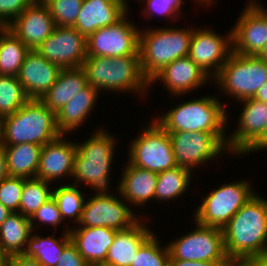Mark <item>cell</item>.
<instances>
[{"label":"cell","mask_w":267,"mask_h":266,"mask_svg":"<svg viewBox=\"0 0 267 266\" xmlns=\"http://www.w3.org/2000/svg\"><path fill=\"white\" fill-rule=\"evenodd\" d=\"M257 56L267 62V43Z\"/></svg>","instance_id":"cell-51"},{"label":"cell","mask_w":267,"mask_h":266,"mask_svg":"<svg viewBox=\"0 0 267 266\" xmlns=\"http://www.w3.org/2000/svg\"><path fill=\"white\" fill-rule=\"evenodd\" d=\"M267 148V125L260 137L243 153Z\"/></svg>","instance_id":"cell-46"},{"label":"cell","mask_w":267,"mask_h":266,"mask_svg":"<svg viewBox=\"0 0 267 266\" xmlns=\"http://www.w3.org/2000/svg\"><path fill=\"white\" fill-rule=\"evenodd\" d=\"M36 3L47 5L51 0H33Z\"/></svg>","instance_id":"cell-52"},{"label":"cell","mask_w":267,"mask_h":266,"mask_svg":"<svg viewBox=\"0 0 267 266\" xmlns=\"http://www.w3.org/2000/svg\"><path fill=\"white\" fill-rule=\"evenodd\" d=\"M225 110L215 96L203 97L174 107L156 121L167 132L225 133L228 118Z\"/></svg>","instance_id":"cell-6"},{"label":"cell","mask_w":267,"mask_h":266,"mask_svg":"<svg viewBox=\"0 0 267 266\" xmlns=\"http://www.w3.org/2000/svg\"><path fill=\"white\" fill-rule=\"evenodd\" d=\"M143 33L140 31L139 57L141 70L149 82L166 65L189 54L192 29H148Z\"/></svg>","instance_id":"cell-4"},{"label":"cell","mask_w":267,"mask_h":266,"mask_svg":"<svg viewBox=\"0 0 267 266\" xmlns=\"http://www.w3.org/2000/svg\"><path fill=\"white\" fill-rule=\"evenodd\" d=\"M201 3H205V4H208L211 3L213 0H199Z\"/></svg>","instance_id":"cell-53"},{"label":"cell","mask_w":267,"mask_h":266,"mask_svg":"<svg viewBox=\"0 0 267 266\" xmlns=\"http://www.w3.org/2000/svg\"><path fill=\"white\" fill-rule=\"evenodd\" d=\"M56 266H89L80 255L77 247L70 242L62 252L59 262Z\"/></svg>","instance_id":"cell-42"},{"label":"cell","mask_w":267,"mask_h":266,"mask_svg":"<svg viewBox=\"0 0 267 266\" xmlns=\"http://www.w3.org/2000/svg\"><path fill=\"white\" fill-rule=\"evenodd\" d=\"M169 266H232V262L185 261L169 259Z\"/></svg>","instance_id":"cell-43"},{"label":"cell","mask_w":267,"mask_h":266,"mask_svg":"<svg viewBox=\"0 0 267 266\" xmlns=\"http://www.w3.org/2000/svg\"><path fill=\"white\" fill-rule=\"evenodd\" d=\"M70 230L64 232L59 241L51 236L45 238L37 234L28 238L26 248L22 254L35 258L42 266H56L62 256L63 249L71 242Z\"/></svg>","instance_id":"cell-30"},{"label":"cell","mask_w":267,"mask_h":266,"mask_svg":"<svg viewBox=\"0 0 267 266\" xmlns=\"http://www.w3.org/2000/svg\"><path fill=\"white\" fill-rule=\"evenodd\" d=\"M117 230L108 227H79L71 229V242L85 262L91 265H102L108 249L113 244Z\"/></svg>","instance_id":"cell-23"},{"label":"cell","mask_w":267,"mask_h":266,"mask_svg":"<svg viewBox=\"0 0 267 266\" xmlns=\"http://www.w3.org/2000/svg\"><path fill=\"white\" fill-rule=\"evenodd\" d=\"M36 51L62 69L79 68L87 57L86 37L74 27L56 26Z\"/></svg>","instance_id":"cell-13"},{"label":"cell","mask_w":267,"mask_h":266,"mask_svg":"<svg viewBox=\"0 0 267 266\" xmlns=\"http://www.w3.org/2000/svg\"><path fill=\"white\" fill-rule=\"evenodd\" d=\"M49 182L38 178L24 179L19 213L31 218L33 214L52 197V190L49 189Z\"/></svg>","instance_id":"cell-33"},{"label":"cell","mask_w":267,"mask_h":266,"mask_svg":"<svg viewBox=\"0 0 267 266\" xmlns=\"http://www.w3.org/2000/svg\"><path fill=\"white\" fill-rule=\"evenodd\" d=\"M118 186L120 195L137 206L155 198L158 174L138 168L128 162Z\"/></svg>","instance_id":"cell-25"},{"label":"cell","mask_w":267,"mask_h":266,"mask_svg":"<svg viewBox=\"0 0 267 266\" xmlns=\"http://www.w3.org/2000/svg\"><path fill=\"white\" fill-rule=\"evenodd\" d=\"M191 171L183 167L162 171L158 174L155 199L170 200L186 192L190 184Z\"/></svg>","instance_id":"cell-32"},{"label":"cell","mask_w":267,"mask_h":266,"mask_svg":"<svg viewBox=\"0 0 267 266\" xmlns=\"http://www.w3.org/2000/svg\"><path fill=\"white\" fill-rule=\"evenodd\" d=\"M28 100L17 76L0 75V118L15 113Z\"/></svg>","instance_id":"cell-34"},{"label":"cell","mask_w":267,"mask_h":266,"mask_svg":"<svg viewBox=\"0 0 267 266\" xmlns=\"http://www.w3.org/2000/svg\"><path fill=\"white\" fill-rule=\"evenodd\" d=\"M224 246L231 262L267 255V200L255 194L224 226Z\"/></svg>","instance_id":"cell-1"},{"label":"cell","mask_w":267,"mask_h":266,"mask_svg":"<svg viewBox=\"0 0 267 266\" xmlns=\"http://www.w3.org/2000/svg\"><path fill=\"white\" fill-rule=\"evenodd\" d=\"M24 178L8 176L0 182V203L10 212H19Z\"/></svg>","instance_id":"cell-38"},{"label":"cell","mask_w":267,"mask_h":266,"mask_svg":"<svg viewBox=\"0 0 267 266\" xmlns=\"http://www.w3.org/2000/svg\"><path fill=\"white\" fill-rule=\"evenodd\" d=\"M232 266H267V255L244 258V259L232 262Z\"/></svg>","instance_id":"cell-45"},{"label":"cell","mask_w":267,"mask_h":266,"mask_svg":"<svg viewBox=\"0 0 267 266\" xmlns=\"http://www.w3.org/2000/svg\"><path fill=\"white\" fill-rule=\"evenodd\" d=\"M11 213L12 212L0 203V225Z\"/></svg>","instance_id":"cell-50"},{"label":"cell","mask_w":267,"mask_h":266,"mask_svg":"<svg viewBox=\"0 0 267 266\" xmlns=\"http://www.w3.org/2000/svg\"><path fill=\"white\" fill-rule=\"evenodd\" d=\"M149 230L138 221L126 230L117 231L102 265L131 266L140 247L153 235Z\"/></svg>","instance_id":"cell-24"},{"label":"cell","mask_w":267,"mask_h":266,"mask_svg":"<svg viewBox=\"0 0 267 266\" xmlns=\"http://www.w3.org/2000/svg\"><path fill=\"white\" fill-rule=\"evenodd\" d=\"M227 35L225 38L212 30H193L188 56L211 78L218 75L233 52L232 30Z\"/></svg>","instance_id":"cell-15"},{"label":"cell","mask_w":267,"mask_h":266,"mask_svg":"<svg viewBox=\"0 0 267 266\" xmlns=\"http://www.w3.org/2000/svg\"><path fill=\"white\" fill-rule=\"evenodd\" d=\"M134 211L112 194L95 195L86 201L80 227H108L117 231L126 230L139 220Z\"/></svg>","instance_id":"cell-14"},{"label":"cell","mask_w":267,"mask_h":266,"mask_svg":"<svg viewBox=\"0 0 267 266\" xmlns=\"http://www.w3.org/2000/svg\"><path fill=\"white\" fill-rule=\"evenodd\" d=\"M177 166L193 169L227 149L225 133L198 132H168Z\"/></svg>","instance_id":"cell-11"},{"label":"cell","mask_w":267,"mask_h":266,"mask_svg":"<svg viewBox=\"0 0 267 266\" xmlns=\"http://www.w3.org/2000/svg\"><path fill=\"white\" fill-rule=\"evenodd\" d=\"M87 83L100 90H148L149 80L143 75L139 55L121 57L87 56L83 62ZM142 90V91H141Z\"/></svg>","instance_id":"cell-3"},{"label":"cell","mask_w":267,"mask_h":266,"mask_svg":"<svg viewBox=\"0 0 267 266\" xmlns=\"http://www.w3.org/2000/svg\"><path fill=\"white\" fill-rule=\"evenodd\" d=\"M196 224V230L168 244L170 259L231 262L225 251L222 228Z\"/></svg>","instance_id":"cell-10"},{"label":"cell","mask_w":267,"mask_h":266,"mask_svg":"<svg viewBox=\"0 0 267 266\" xmlns=\"http://www.w3.org/2000/svg\"><path fill=\"white\" fill-rule=\"evenodd\" d=\"M232 29L233 52L257 56L267 43V10L250 1Z\"/></svg>","instance_id":"cell-16"},{"label":"cell","mask_w":267,"mask_h":266,"mask_svg":"<svg viewBox=\"0 0 267 266\" xmlns=\"http://www.w3.org/2000/svg\"><path fill=\"white\" fill-rule=\"evenodd\" d=\"M83 0H51L47 7L56 26L73 27Z\"/></svg>","instance_id":"cell-37"},{"label":"cell","mask_w":267,"mask_h":266,"mask_svg":"<svg viewBox=\"0 0 267 266\" xmlns=\"http://www.w3.org/2000/svg\"><path fill=\"white\" fill-rule=\"evenodd\" d=\"M7 266H42L35 258L17 254L10 256Z\"/></svg>","instance_id":"cell-44"},{"label":"cell","mask_w":267,"mask_h":266,"mask_svg":"<svg viewBox=\"0 0 267 266\" xmlns=\"http://www.w3.org/2000/svg\"><path fill=\"white\" fill-rule=\"evenodd\" d=\"M156 235H152L138 250L131 266H169L168 246L161 248Z\"/></svg>","instance_id":"cell-36"},{"label":"cell","mask_w":267,"mask_h":266,"mask_svg":"<svg viewBox=\"0 0 267 266\" xmlns=\"http://www.w3.org/2000/svg\"><path fill=\"white\" fill-rule=\"evenodd\" d=\"M56 115L38 99H29L15 113L1 118V145L32 143L44 146L58 138Z\"/></svg>","instance_id":"cell-2"},{"label":"cell","mask_w":267,"mask_h":266,"mask_svg":"<svg viewBox=\"0 0 267 266\" xmlns=\"http://www.w3.org/2000/svg\"><path fill=\"white\" fill-rule=\"evenodd\" d=\"M0 145H1V118H0Z\"/></svg>","instance_id":"cell-54"},{"label":"cell","mask_w":267,"mask_h":266,"mask_svg":"<svg viewBox=\"0 0 267 266\" xmlns=\"http://www.w3.org/2000/svg\"><path fill=\"white\" fill-rule=\"evenodd\" d=\"M126 0H83L74 28L86 38L96 30L120 21L128 10Z\"/></svg>","instance_id":"cell-20"},{"label":"cell","mask_w":267,"mask_h":266,"mask_svg":"<svg viewBox=\"0 0 267 266\" xmlns=\"http://www.w3.org/2000/svg\"><path fill=\"white\" fill-rule=\"evenodd\" d=\"M219 87L238 101L253 98L267 82V62L258 56L232 52L218 75L213 78Z\"/></svg>","instance_id":"cell-7"},{"label":"cell","mask_w":267,"mask_h":266,"mask_svg":"<svg viewBox=\"0 0 267 266\" xmlns=\"http://www.w3.org/2000/svg\"><path fill=\"white\" fill-rule=\"evenodd\" d=\"M32 231L30 218L12 212L0 225V243L10 256L22 254Z\"/></svg>","instance_id":"cell-29"},{"label":"cell","mask_w":267,"mask_h":266,"mask_svg":"<svg viewBox=\"0 0 267 266\" xmlns=\"http://www.w3.org/2000/svg\"><path fill=\"white\" fill-rule=\"evenodd\" d=\"M100 130V131H99ZM91 136L83 144L76 143L73 173L76 182H85L97 191V195L109 194V171L112 163L115 141L103 129Z\"/></svg>","instance_id":"cell-5"},{"label":"cell","mask_w":267,"mask_h":266,"mask_svg":"<svg viewBox=\"0 0 267 266\" xmlns=\"http://www.w3.org/2000/svg\"><path fill=\"white\" fill-rule=\"evenodd\" d=\"M6 155L8 175L24 179L36 178L41 145L22 143L3 146Z\"/></svg>","instance_id":"cell-28"},{"label":"cell","mask_w":267,"mask_h":266,"mask_svg":"<svg viewBox=\"0 0 267 266\" xmlns=\"http://www.w3.org/2000/svg\"><path fill=\"white\" fill-rule=\"evenodd\" d=\"M98 92L95 87L87 84L55 113L57 129L62 135L82 125L96 103Z\"/></svg>","instance_id":"cell-27"},{"label":"cell","mask_w":267,"mask_h":266,"mask_svg":"<svg viewBox=\"0 0 267 266\" xmlns=\"http://www.w3.org/2000/svg\"><path fill=\"white\" fill-rule=\"evenodd\" d=\"M147 8L144 9L145 13L148 12L147 17L153 13L160 15H166L168 18L178 14L177 12L181 9L183 0H146ZM175 13V14H174Z\"/></svg>","instance_id":"cell-41"},{"label":"cell","mask_w":267,"mask_h":266,"mask_svg":"<svg viewBox=\"0 0 267 266\" xmlns=\"http://www.w3.org/2000/svg\"><path fill=\"white\" fill-rule=\"evenodd\" d=\"M129 163L159 174L177 167L168 132L156 119L144 129L130 147Z\"/></svg>","instance_id":"cell-8"},{"label":"cell","mask_w":267,"mask_h":266,"mask_svg":"<svg viewBox=\"0 0 267 266\" xmlns=\"http://www.w3.org/2000/svg\"><path fill=\"white\" fill-rule=\"evenodd\" d=\"M10 255L4 250L0 243V266H7Z\"/></svg>","instance_id":"cell-49"},{"label":"cell","mask_w":267,"mask_h":266,"mask_svg":"<svg viewBox=\"0 0 267 266\" xmlns=\"http://www.w3.org/2000/svg\"><path fill=\"white\" fill-rule=\"evenodd\" d=\"M0 34V75L18 76L30 49L7 27Z\"/></svg>","instance_id":"cell-31"},{"label":"cell","mask_w":267,"mask_h":266,"mask_svg":"<svg viewBox=\"0 0 267 266\" xmlns=\"http://www.w3.org/2000/svg\"><path fill=\"white\" fill-rule=\"evenodd\" d=\"M34 219H36V221H41V223L43 222L42 224H50L54 226H57L61 223L63 218L53 196L46 201L30 218L32 230L34 227V222L32 220Z\"/></svg>","instance_id":"cell-40"},{"label":"cell","mask_w":267,"mask_h":266,"mask_svg":"<svg viewBox=\"0 0 267 266\" xmlns=\"http://www.w3.org/2000/svg\"><path fill=\"white\" fill-rule=\"evenodd\" d=\"M253 98L267 103V82L258 89Z\"/></svg>","instance_id":"cell-48"},{"label":"cell","mask_w":267,"mask_h":266,"mask_svg":"<svg viewBox=\"0 0 267 266\" xmlns=\"http://www.w3.org/2000/svg\"><path fill=\"white\" fill-rule=\"evenodd\" d=\"M32 2L33 0H0V27L8 26Z\"/></svg>","instance_id":"cell-39"},{"label":"cell","mask_w":267,"mask_h":266,"mask_svg":"<svg viewBox=\"0 0 267 266\" xmlns=\"http://www.w3.org/2000/svg\"><path fill=\"white\" fill-rule=\"evenodd\" d=\"M250 184L239 181L222 185L203 198L194 213L195 222L203 226L224 228L238 210L253 196Z\"/></svg>","instance_id":"cell-9"},{"label":"cell","mask_w":267,"mask_h":266,"mask_svg":"<svg viewBox=\"0 0 267 266\" xmlns=\"http://www.w3.org/2000/svg\"><path fill=\"white\" fill-rule=\"evenodd\" d=\"M62 68L29 50L18 74V80L29 99H38L54 85Z\"/></svg>","instance_id":"cell-18"},{"label":"cell","mask_w":267,"mask_h":266,"mask_svg":"<svg viewBox=\"0 0 267 266\" xmlns=\"http://www.w3.org/2000/svg\"><path fill=\"white\" fill-rule=\"evenodd\" d=\"M125 15L117 23L100 28L86 38L87 56L139 55L140 31Z\"/></svg>","instance_id":"cell-12"},{"label":"cell","mask_w":267,"mask_h":266,"mask_svg":"<svg viewBox=\"0 0 267 266\" xmlns=\"http://www.w3.org/2000/svg\"><path fill=\"white\" fill-rule=\"evenodd\" d=\"M81 192L74 184L61 185L52 191L63 219L67 216L74 217L79 222L86 202Z\"/></svg>","instance_id":"cell-35"},{"label":"cell","mask_w":267,"mask_h":266,"mask_svg":"<svg viewBox=\"0 0 267 266\" xmlns=\"http://www.w3.org/2000/svg\"><path fill=\"white\" fill-rule=\"evenodd\" d=\"M6 27L30 50H36L52 34L56 25L47 5L33 1Z\"/></svg>","instance_id":"cell-17"},{"label":"cell","mask_w":267,"mask_h":266,"mask_svg":"<svg viewBox=\"0 0 267 266\" xmlns=\"http://www.w3.org/2000/svg\"><path fill=\"white\" fill-rule=\"evenodd\" d=\"M8 176L6 155L3 146L0 145V182Z\"/></svg>","instance_id":"cell-47"},{"label":"cell","mask_w":267,"mask_h":266,"mask_svg":"<svg viewBox=\"0 0 267 266\" xmlns=\"http://www.w3.org/2000/svg\"><path fill=\"white\" fill-rule=\"evenodd\" d=\"M87 84L86 73L82 67L62 69L57 81L40 101L56 113Z\"/></svg>","instance_id":"cell-26"},{"label":"cell","mask_w":267,"mask_h":266,"mask_svg":"<svg viewBox=\"0 0 267 266\" xmlns=\"http://www.w3.org/2000/svg\"><path fill=\"white\" fill-rule=\"evenodd\" d=\"M208 78L209 76L187 55L166 65L152 78L150 84L157 79L161 80L171 94L176 96L204 85Z\"/></svg>","instance_id":"cell-22"},{"label":"cell","mask_w":267,"mask_h":266,"mask_svg":"<svg viewBox=\"0 0 267 266\" xmlns=\"http://www.w3.org/2000/svg\"><path fill=\"white\" fill-rule=\"evenodd\" d=\"M244 102L239 127L227 139V149L235 154H243L262 134L267 125V103L247 98Z\"/></svg>","instance_id":"cell-19"},{"label":"cell","mask_w":267,"mask_h":266,"mask_svg":"<svg viewBox=\"0 0 267 266\" xmlns=\"http://www.w3.org/2000/svg\"><path fill=\"white\" fill-rule=\"evenodd\" d=\"M63 136L42 146L36 178L50 183L64 175L72 176L76 144L65 141Z\"/></svg>","instance_id":"cell-21"}]
</instances>
